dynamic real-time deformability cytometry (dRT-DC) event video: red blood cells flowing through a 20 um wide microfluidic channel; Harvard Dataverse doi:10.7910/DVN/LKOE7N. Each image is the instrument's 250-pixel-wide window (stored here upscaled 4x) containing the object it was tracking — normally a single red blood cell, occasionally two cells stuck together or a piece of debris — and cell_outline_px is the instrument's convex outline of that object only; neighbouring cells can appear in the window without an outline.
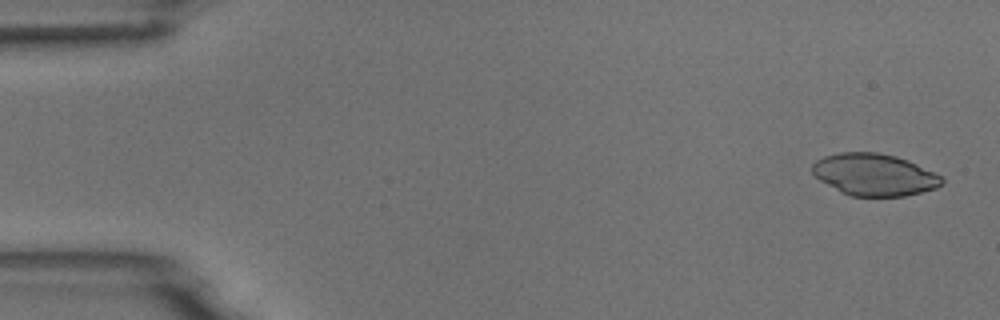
{"species": "common noctule bat (a hibernating species)", "species_latin": "Nyctalus noctula", "temperature_condition": "room temperature", "stored_images_in_passage": 4, "camera_frame_rate_fps": 3000, "um_per_image_px": 0.085, "animal": {"sex": "male", "body_mass_g": 18.8}, "frame": {"image": 1, "passage_image": 1, "time_ms": 0.0, "image_size_px": [1000, 320], "cell_outline_px": [[944, 184], [936, 188], [904, 196], [852, 196], [840, 192], [820, 180], [812, 172], [812, 164], [816, 160], [824, 156], [840, 152], [876, 152], [896, 156], [908, 160], [940, 176], [944, 180]], "centroid_in_image_um": [74.3, 14.84], "position_along_channel_um": 10.7, "area_um2": 31.56}}